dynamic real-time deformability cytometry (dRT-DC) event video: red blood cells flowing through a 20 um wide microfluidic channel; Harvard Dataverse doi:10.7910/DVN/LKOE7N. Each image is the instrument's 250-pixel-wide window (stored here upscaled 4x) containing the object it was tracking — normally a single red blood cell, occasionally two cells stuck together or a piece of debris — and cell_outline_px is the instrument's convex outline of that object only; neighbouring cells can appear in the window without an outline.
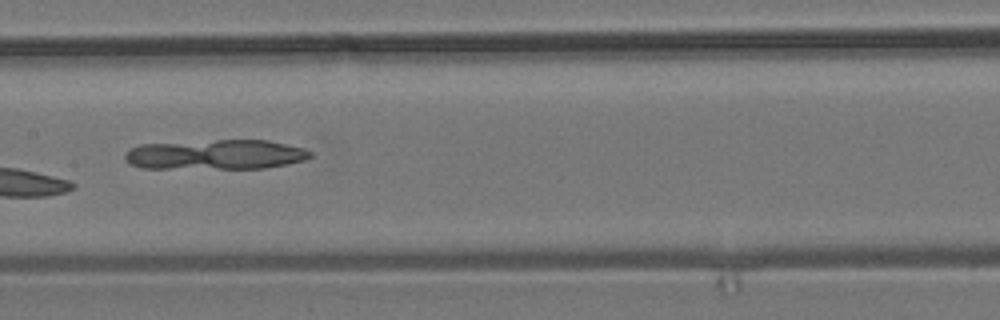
{"species": "common noctule bat (a hibernating species)", "species_latin": "Nyctalus noctula", "temperature_condition": "room temperature", "stored_images_in_passage": 8, "camera_frame_rate_fps": 3000, "um_per_image_px": 0.085, "animal": {"sex": "male", "body_mass_g": 19.2, "forearm_length_mm": 51.8}, "frame": {"image": 1, "passage_image": 5, "time_ms": 4.667, "image_size_px": [1000, 320], "cell_outline_px": [[312, 156], [304, 160], [288, 164], [264, 168], [140, 168], [128, 164], [124, 160], [124, 156], [132, 148], [140, 144], [216, 140], [268, 140], [304, 148], [312, 152]], "centroid_in_image_um": [18.33, 13.14], "position_along_channel_um": 189.1, "area_um2": 32.31}}
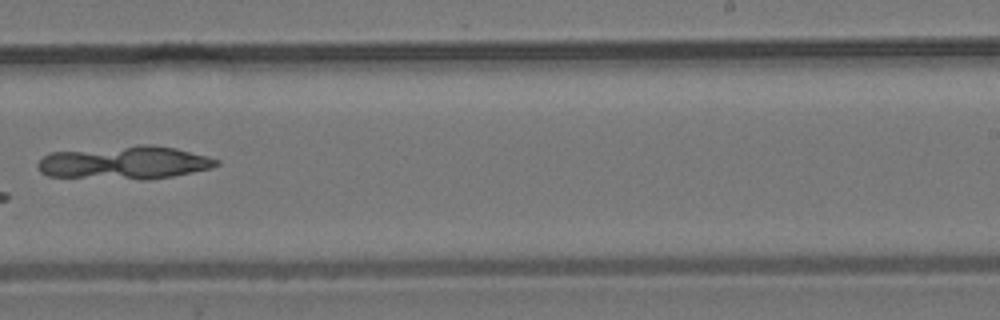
{"frame": {"image": 2, "passage_image": 7, "time_ms": 7.0, "image_size_px": [1000, 320], "cell_outline_px": [[220, 164], [212, 168], [172, 176], [148, 180], [144, 180], [48, 176], [40, 172], [36, 164], [48, 152], [140, 144], [152, 144], [176, 148], [208, 156], [220, 160]], "centroid_in_image_um": [10.59, 13.82], "position_along_channel_um": 278.4, "area_um2": 35.03}}
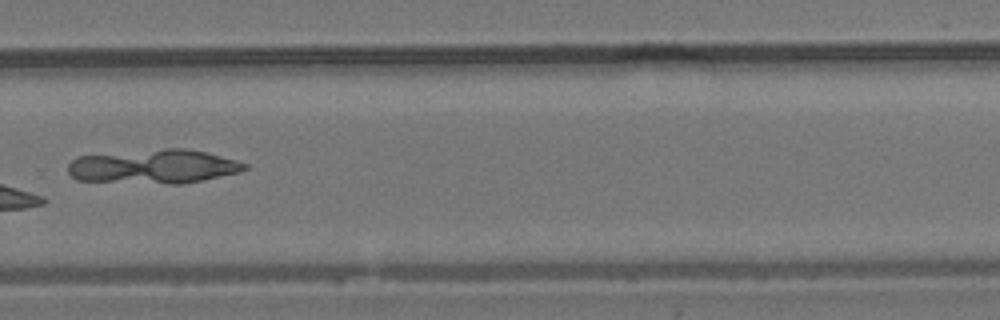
{"frame": {"image": 3, "passage_image": 8, "time_ms": 8.0, "image_size_px": [1000, 320], "cell_outline_px": [[248, 168], [240, 172], [180, 184], [168, 184], [76, 180], [68, 172], [68, 164], [72, 160], [80, 156], [164, 148], [184, 148], [204, 152], [236, 160], [248, 164]], "centroid_in_image_um": [13.06, 14.16], "position_along_channel_um": 316.7, "area_um2": 34.85}}